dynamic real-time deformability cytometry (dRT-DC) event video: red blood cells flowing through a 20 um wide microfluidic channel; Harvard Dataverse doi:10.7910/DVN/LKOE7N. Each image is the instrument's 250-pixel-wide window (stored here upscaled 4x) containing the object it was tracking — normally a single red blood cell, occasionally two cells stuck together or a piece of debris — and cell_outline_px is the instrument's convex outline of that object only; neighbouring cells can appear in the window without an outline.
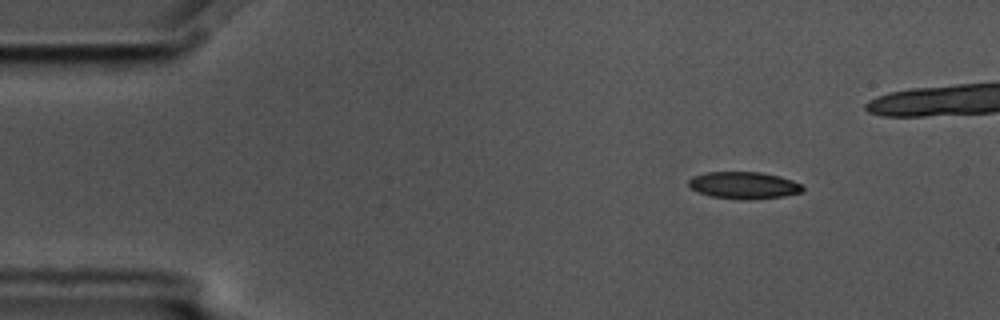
{"species": "common noctule bat (a hibernating species)", "species_latin": "Nyctalus noctula", "temperature_condition": "cold", "stored_images_in_passage": 4, "camera_frame_rate_fps": 3000, "um_per_image_px": 0.085, "animal": {"sex": "male", "body_mass_g": 17.5, "forearm_length_mm": 52.3}, "frame": {"image": 1, "passage_image": 1, "time_ms": 0.0, "image_size_px": [1000, 320], "cell_outline_px": [[804, 192], [784, 196], [748, 200], [740, 200], [712, 196], [700, 192], [692, 188], [688, 184], [688, 180], [692, 176], [708, 172], [760, 172], [780, 176], [804, 184]], "centroid_in_image_um": [63.28, 15.75], "position_along_channel_um": 21.7, "area_um2": 18.09}}